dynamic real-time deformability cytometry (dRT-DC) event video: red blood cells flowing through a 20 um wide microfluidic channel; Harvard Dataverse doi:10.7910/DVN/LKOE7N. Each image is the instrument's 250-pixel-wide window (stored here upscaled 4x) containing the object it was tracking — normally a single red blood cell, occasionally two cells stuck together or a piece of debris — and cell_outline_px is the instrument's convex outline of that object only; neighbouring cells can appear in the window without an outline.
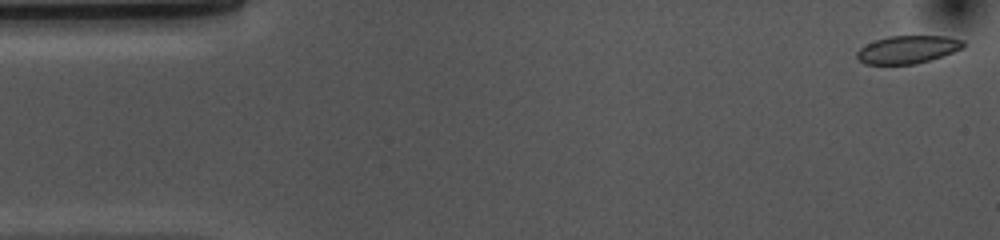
{"species": "common noctule bat (a hibernating species)", "species_latin": "Nyctalus noctula", "temperature_condition": "cold", "stored_images_in_passage": 53, "camera_frame_rate_fps": 3000, "um_per_image_px": 0.085, "animal": {"sex": "female", "body_mass_g": 10.0, "forearm_length_mm": 53.1}, "frame": {"image": 1, "passage_image": 1, "time_ms": 0.0, "image_size_px": [1000, 240], "cell_outline_px": [[964, 44], [960, 48], [952, 52], [916, 64], [864, 64], [856, 56], [856, 52], [860, 48], [876, 40], [888, 36], [948, 36], [964, 40]], "centroid_in_image_um": [77.13, 4.2], "position_along_channel_um": 7.9, "area_um2": 16.99}}
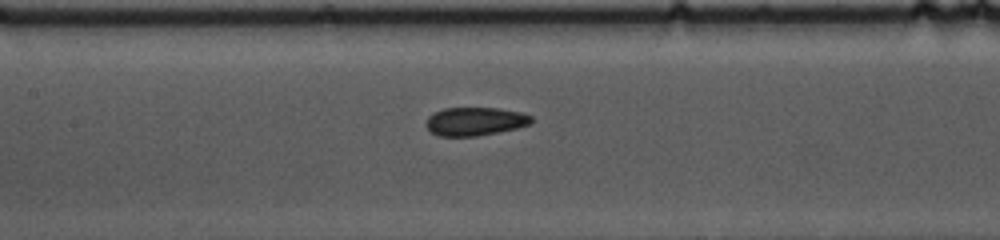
{"frame": {"image": 2, "passage_image": 23, "time_ms": 7.333, "image_size_px": [1000, 240], "cell_outline_px": [[532, 120], [528, 124], [516, 128], [476, 136], [440, 136], [432, 132], [424, 124], [428, 116], [432, 112], [444, 108], [496, 108], [520, 112], [532, 116]], "centroid_in_image_um": [40.32, 10.31], "position_along_channel_um": 167.1, "area_um2": 17.28}}
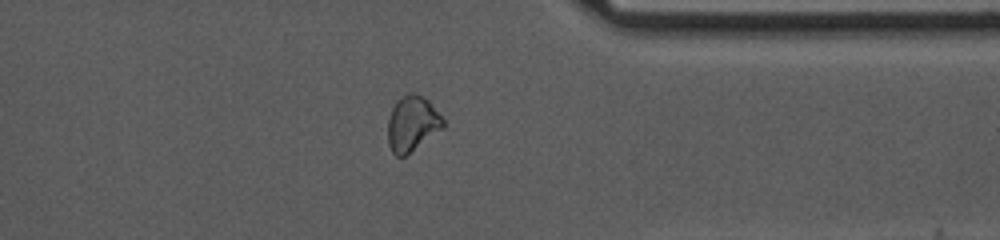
{"frame": {"image": 3, "passage_image": 41, "time_ms": 13.333, "image_size_px": [1000, 240], "cell_outline_px": [[444, 128], [404, 156], [396, 156], [392, 152], [388, 144], [388, 120], [392, 108], [408, 92], [416, 92], [428, 100], [444, 120]], "centroid_in_image_um": [35.04, 10.51], "position_along_channel_um": 376.4, "area_um2": 17.57}, "authors_computed_cell_mechanics": {"area_um2": 18.1492, "velocity_mm_per_s": 3.6564, "shape_relaxation_time_tau1_ms": 10.5549, "shape_relaxation_time_tau2_ms": 2.624, "deformation_change_tau1": 0.136, "deformation_change_tau2": 0.0728}}